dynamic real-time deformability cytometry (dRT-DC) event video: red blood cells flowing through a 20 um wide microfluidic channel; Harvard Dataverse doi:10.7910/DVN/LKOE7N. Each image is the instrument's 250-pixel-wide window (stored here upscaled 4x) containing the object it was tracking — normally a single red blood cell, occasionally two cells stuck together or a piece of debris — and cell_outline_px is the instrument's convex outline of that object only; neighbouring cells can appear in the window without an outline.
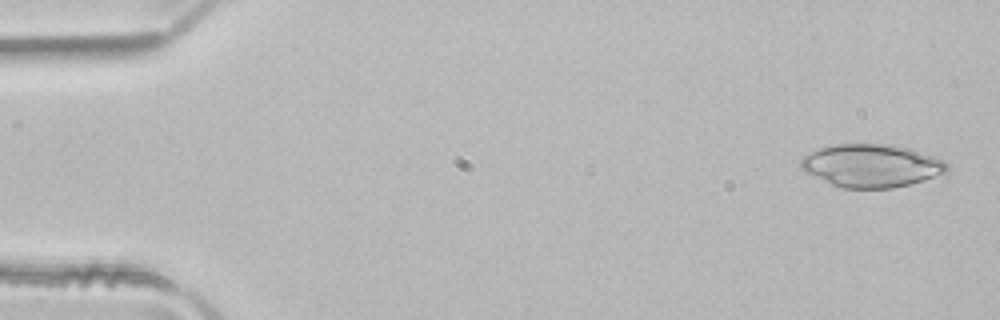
{"species": "common noctule bat (a hibernating species)", "species_latin": "Nyctalus noctula", "temperature_condition": "room temperature", "stored_images_in_passage": 5, "camera_frame_rate_fps": 3000, "um_per_image_px": 0.085, "animal": {"sex": "male", "body_mass_g": 21.5, "forearm_length_mm": 52.0}, "frame": {"image": 1, "passage_image": 1, "time_ms": 0.0, "image_size_px": [1000, 320], "cell_outline_px": [[948, 172], [924, 180], [892, 188], [844, 188], [832, 184], [804, 172], [800, 168], [800, 160], [804, 156], [820, 148], [832, 144], [892, 144], [908, 148], [944, 160], [948, 164]], "centroid_in_image_um": [74.06, 14.08], "position_along_channel_um": 10.9, "area_um2": 36.47}}